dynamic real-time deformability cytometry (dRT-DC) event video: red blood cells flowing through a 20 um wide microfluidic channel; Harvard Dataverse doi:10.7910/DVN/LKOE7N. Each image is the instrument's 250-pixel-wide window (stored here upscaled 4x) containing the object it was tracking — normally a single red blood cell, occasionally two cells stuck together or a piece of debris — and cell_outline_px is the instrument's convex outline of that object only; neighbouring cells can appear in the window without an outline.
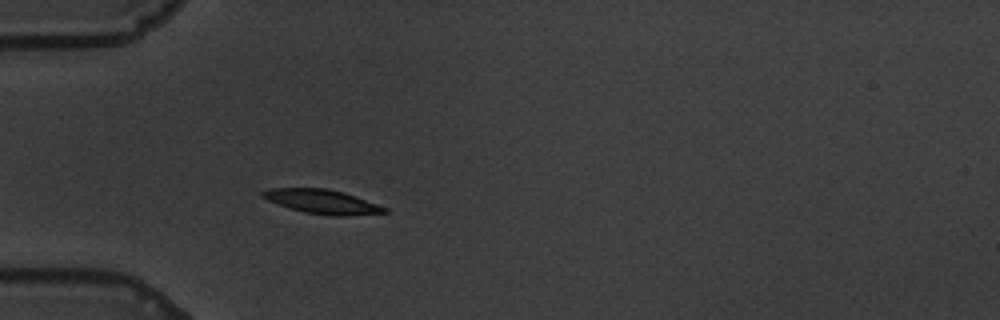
{"species": "common noctule bat (a hibernating species)", "species_latin": "Nyctalus noctula", "temperature_condition": "warm", "stored_images_in_passage": 42, "camera_frame_rate_fps": 3000, "um_per_image_px": 0.085, "animal": {"sex": "male", "body_mass_g": 19.5, "forearm_length_mm": 54.6}, "frame": {"image": 1, "passage_image": 1, "time_ms": 0.0, "image_size_px": [1000, 320], "cell_outline_px": [[388, 212], [344, 216], [332, 216], [304, 212], [268, 200], [260, 196], [260, 192], [268, 188], [328, 188], [344, 192], [356, 196], [388, 208]], "centroid_in_image_um": [27.39, 17.13], "position_along_channel_um": 57.6, "area_um2": 17.11}}
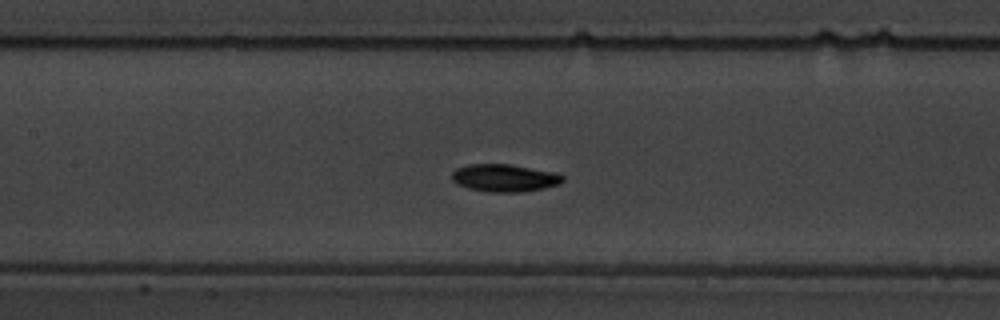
{"frame": {"image": 2, "passage_image": 11, "time_ms": 3.333, "image_size_px": [1000, 320], "cell_outline_px": [[564, 180], [560, 184], [544, 188], [520, 192], [488, 192], [468, 188], [456, 184], [452, 180], [452, 172], [456, 168], [468, 164], [508, 164], [552, 172], [564, 176]], "centroid_in_image_um": [42.84, 15.13], "position_along_channel_um": 164.6, "area_um2": 17.74}}
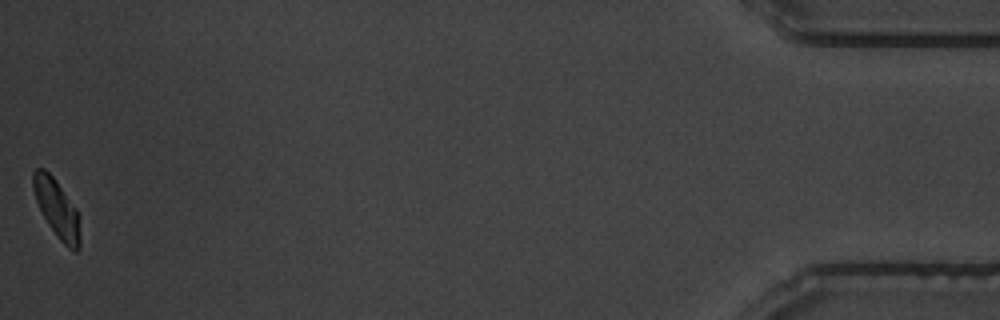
{"frame": {"image": 3, "passage_image": 42, "time_ms": 13.667, "image_size_px": [1000, 320], "cell_outline_px": [[80, 248], [76, 252], [68, 248], [60, 240], [48, 224], [36, 200], [32, 188], [32, 172], [36, 168], [44, 168], [56, 180], [76, 208], [80, 236]], "centroid_in_image_um": [4.82, 17.71], "position_along_channel_um": 430.4, "area_um2": 15.72}, "authors_computed_cell_mechanics": {"area_um2": 16.6753, "velocity_mm_per_s": 3.4219, "shape_relaxation_time_tau1_ms": 4.2989, "shape_relaxation_time_tau2_ms": null, "deformation_change_tau1": 0.174, "deformation_change_tau2": null}}